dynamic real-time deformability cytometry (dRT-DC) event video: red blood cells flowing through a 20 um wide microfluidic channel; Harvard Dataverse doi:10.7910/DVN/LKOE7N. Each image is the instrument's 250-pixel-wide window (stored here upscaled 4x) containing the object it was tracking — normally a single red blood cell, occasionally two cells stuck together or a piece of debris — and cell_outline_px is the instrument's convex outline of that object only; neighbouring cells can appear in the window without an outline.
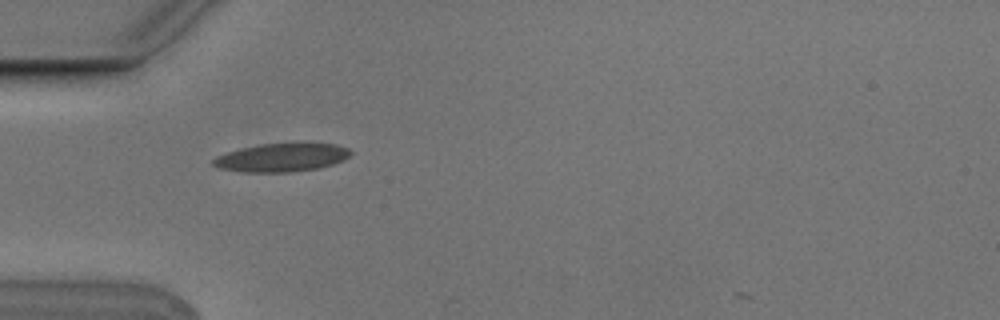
{"species": "Egyptian fruit bat (a non-hibernating species)", "species_latin": "Rousettus aegyptiacus", "temperature_condition": "cold", "stored_images_in_passage": 6, "camera_frame_rate_fps": 3000, "um_per_image_px": 0.085, "animal": {"sex": "male"}, "frame": {"image": 1, "passage_image": 5, "time_ms": 1.333, "image_size_px": [1000, 320], "cell_outline_px": [[352, 152], [344, 160], [332, 164], [316, 168], [288, 172], [244, 172], [220, 168], [212, 164], [212, 160], [216, 156], [240, 148], [260, 144], [336, 144], [348, 148]], "centroid_in_image_um": [23.91, 13.39], "position_along_channel_um": 61.1, "area_um2": 22.31}}